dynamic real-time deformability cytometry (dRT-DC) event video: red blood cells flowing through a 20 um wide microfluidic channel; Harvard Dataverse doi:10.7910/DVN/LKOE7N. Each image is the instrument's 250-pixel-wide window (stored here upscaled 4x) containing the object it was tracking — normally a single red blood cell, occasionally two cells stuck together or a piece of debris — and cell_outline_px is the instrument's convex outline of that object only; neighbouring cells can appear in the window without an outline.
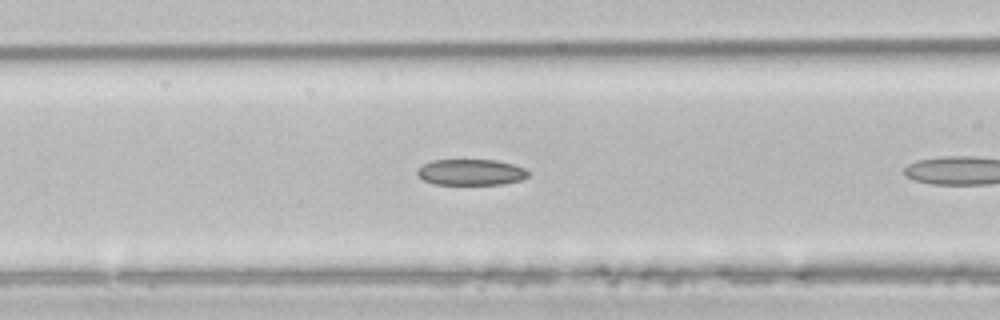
{"species": "common noctule bat (a hibernating species)", "species_latin": "Nyctalus noctula", "temperature_condition": "room temperature", "stored_images_in_passage": 9, "camera_frame_rate_fps": 3000, "um_per_image_px": 0.085, "animal": {"sex": "male", "body_mass_g": 21.5, "forearm_length_mm": 52.0}, "frame": {"image": 1, "passage_image": 8, "time_ms": 2.333, "image_size_px": [1000, 320], "cell_outline_px": [[528, 176], [520, 180], [504, 184], [432, 184], [416, 176], [416, 172], [424, 164], [432, 160], [496, 160], [512, 164], [524, 168], [528, 172]], "centroid_in_image_um": [40.0, 14.64], "position_along_channel_um": 126.6, "area_um2": 16.76}}